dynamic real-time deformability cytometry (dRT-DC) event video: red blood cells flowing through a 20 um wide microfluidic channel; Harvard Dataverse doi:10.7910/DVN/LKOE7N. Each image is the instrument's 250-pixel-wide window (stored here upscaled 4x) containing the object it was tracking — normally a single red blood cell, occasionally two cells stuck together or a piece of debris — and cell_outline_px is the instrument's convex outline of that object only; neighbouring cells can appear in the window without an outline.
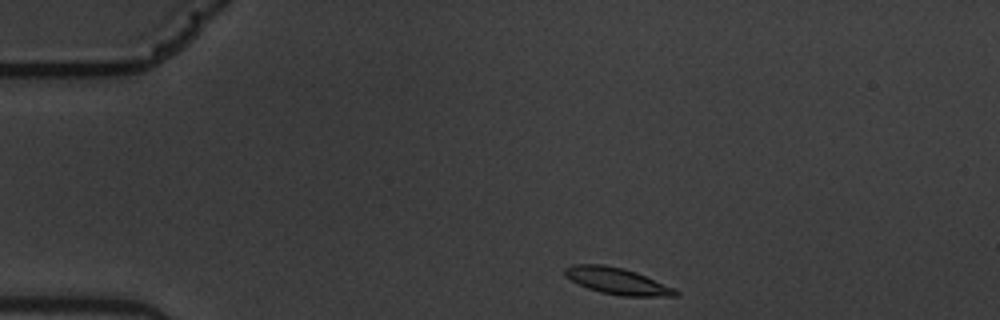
{"species": "common noctule bat (a hibernating species)", "species_latin": "Nyctalus noctula", "temperature_condition": "warm", "stored_images_in_passage": 43, "camera_frame_rate_fps": 3000, "um_per_image_px": 0.085, "animal": {"sex": "male", "body_mass_g": 19.5, "forearm_length_mm": 54.6}, "frame": {"image": 1, "passage_image": 1, "time_ms": 0.0, "image_size_px": [1000, 320], "cell_outline_px": [[680, 296], [624, 296], [600, 292], [588, 288], [564, 276], [564, 268], [572, 264], [604, 264], [624, 268], [636, 272], [676, 288], [680, 292]], "centroid_in_image_um": [52.5, 23.88], "position_along_channel_um": 32.5, "area_um2": 17.22}}
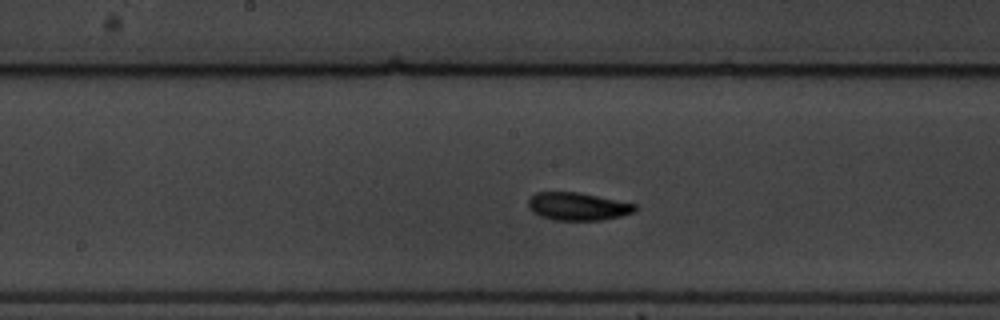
{"frame": {"image": 2, "passage_image": 20, "time_ms": 6.333, "image_size_px": [1000, 320], "cell_outline_px": [[640, 208], [636, 212], [604, 220], [552, 220], [540, 216], [532, 212], [528, 208], [528, 200], [536, 192], [580, 192], [636, 204]], "centroid_in_image_um": [49.13, 17.55], "position_along_channel_um": 199.1, "area_um2": 17.57}}
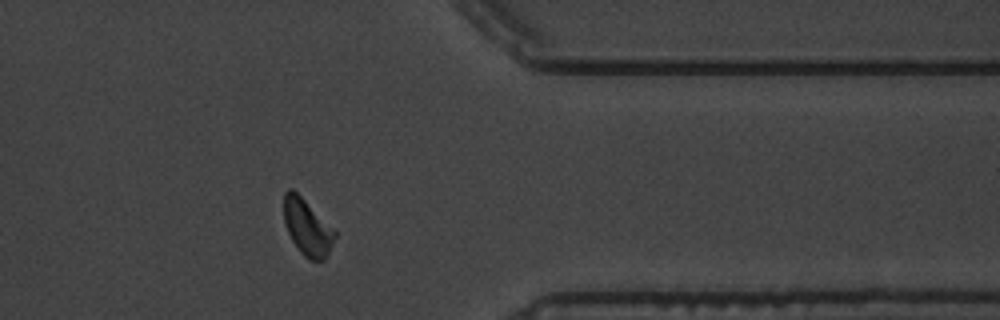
{"frame": {"image": 3, "passage_image": 37, "time_ms": 12.0, "image_size_px": [1000, 320], "cell_outline_px": [[336, 236], [324, 260], [308, 260], [300, 252], [292, 240], [288, 232], [284, 220], [284, 192], [288, 188], [292, 188], [336, 232]], "centroid_in_image_um": [26.09, 19.33], "position_along_channel_um": 385.3, "area_um2": 16.24}, "authors_computed_cell_mechanics": {"area_um2": 16.8776, "velocity_mm_per_s": 3.488, "shape_relaxation_time_tau1_ms": 2.5613, "shape_relaxation_time_tau2_ms": 4.0704, "deformation_change_tau1": 0.1184, "deformation_change_tau2": 0.0877}}